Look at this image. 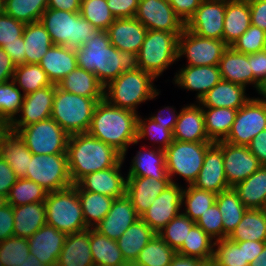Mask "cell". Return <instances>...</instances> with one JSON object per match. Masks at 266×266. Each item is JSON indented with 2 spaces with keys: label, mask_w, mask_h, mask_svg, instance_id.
I'll return each mask as SVG.
<instances>
[{
  "label": "cell",
  "mask_w": 266,
  "mask_h": 266,
  "mask_svg": "<svg viewBox=\"0 0 266 266\" xmlns=\"http://www.w3.org/2000/svg\"><path fill=\"white\" fill-rule=\"evenodd\" d=\"M262 98H251L238 109L232 129L224 141L248 146L258 133L266 130V99Z\"/></svg>",
  "instance_id": "obj_12"
},
{
  "label": "cell",
  "mask_w": 266,
  "mask_h": 266,
  "mask_svg": "<svg viewBox=\"0 0 266 266\" xmlns=\"http://www.w3.org/2000/svg\"><path fill=\"white\" fill-rule=\"evenodd\" d=\"M76 57L78 67L94 73L104 87L121 73L139 69L138 55L114 47L107 31L99 30L77 48Z\"/></svg>",
  "instance_id": "obj_1"
},
{
  "label": "cell",
  "mask_w": 266,
  "mask_h": 266,
  "mask_svg": "<svg viewBox=\"0 0 266 266\" xmlns=\"http://www.w3.org/2000/svg\"><path fill=\"white\" fill-rule=\"evenodd\" d=\"M7 204V199L5 197L0 196V209Z\"/></svg>",
  "instance_id": "obj_75"
},
{
  "label": "cell",
  "mask_w": 266,
  "mask_h": 266,
  "mask_svg": "<svg viewBox=\"0 0 266 266\" xmlns=\"http://www.w3.org/2000/svg\"><path fill=\"white\" fill-rule=\"evenodd\" d=\"M23 38L25 64H39L49 48L54 45L50 34L40 21L26 24Z\"/></svg>",
  "instance_id": "obj_38"
},
{
  "label": "cell",
  "mask_w": 266,
  "mask_h": 266,
  "mask_svg": "<svg viewBox=\"0 0 266 266\" xmlns=\"http://www.w3.org/2000/svg\"><path fill=\"white\" fill-rule=\"evenodd\" d=\"M9 131V124L0 118V144Z\"/></svg>",
  "instance_id": "obj_74"
},
{
  "label": "cell",
  "mask_w": 266,
  "mask_h": 266,
  "mask_svg": "<svg viewBox=\"0 0 266 266\" xmlns=\"http://www.w3.org/2000/svg\"><path fill=\"white\" fill-rule=\"evenodd\" d=\"M29 255L27 238L12 236L0 242V266H20Z\"/></svg>",
  "instance_id": "obj_54"
},
{
  "label": "cell",
  "mask_w": 266,
  "mask_h": 266,
  "mask_svg": "<svg viewBox=\"0 0 266 266\" xmlns=\"http://www.w3.org/2000/svg\"><path fill=\"white\" fill-rule=\"evenodd\" d=\"M47 191L36 182L27 178H18L11 187L7 203L12 206H21L28 203L44 202Z\"/></svg>",
  "instance_id": "obj_49"
},
{
  "label": "cell",
  "mask_w": 266,
  "mask_h": 266,
  "mask_svg": "<svg viewBox=\"0 0 266 266\" xmlns=\"http://www.w3.org/2000/svg\"><path fill=\"white\" fill-rule=\"evenodd\" d=\"M86 226L94 228L109 212L114 198L89 192L77 190Z\"/></svg>",
  "instance_id": "obj_43"
},
{
  "label": "cell",
  "mask_w": 266,
  "mask_h": 266,
  "mask_svg": "<svg viewBox=\"0 0 266 266\" xmlns=\"http://www.w3.org/2000/svg\"><path fill=\"white\" fill-rule=\"evenodd\" d=\"M81 0H47V8L68 11L80 12Z\"/></svg>",
  "instance_id": "obj_69"
},
{
  "label": "cell",
  "mask_w": 266,
  "mask_h": 266,
  "mask_svg": "<svg viewBox=\"0 0 266 266\" xmlns=\"http://www.w3.org/2000/svg\"><path fill=\"white\" fill-rule=\"evenodd\" d=\"M126 196L131 200L136 213L141 217L162 191L172 182L170 179L157 180L152 177L127 176Z\"/></svg>",
  "instance_id": "obj_23"
},
{
  "label": "cell",
  "mask_w": 266,
  "mask_h": 266,
  "mask_svg": "<svg viewBox=\"0 0 266 266\" xmlns=\"http://www.w3.org/2000/svg\"><path fill=\"white\" fill-rule=\"evenodd\" d=\"M250 152L254 154L262 165H266V130L258 133L248 145Z\"/></svg>",
  "instance_id": "obj_66"
},
{
  "label": "cell",
  "mask_w": 266,
  "mask_h": 266,
  "mask_svg": "<svg viewBox=\"0 0 266 266\" xmlns=\"http://www.w3.org/2000/svg\"><path fill=\"white\" fill-rule=\"evenodd\" d=\"M178 36L175 33L148 30L138 52L139 68L154 78L178 61Z\"/></svg>",
  "instance_id": "obj_8"
},
{
  "label": "cell",
  "mask_w": 266,
  "mask_h": 266,
  "mask_svg": "<svg viewBox=\"0 0 266 266\" xmlns=\"http://www.w3.org/2000/svg\"><path fill=\"white\" fill-rule=\"evenodd\" d=\"M233 188L247 209H266V165Z\"/></svg>",
  "instance_id": "obj_37"
},
{
  "label": "cell",
  "mask_w": 266,
  "mask_h": 266,
  "mask_svg": "<svg viewBox=\"0 0 266 266\" xmlns=\"http://www.w3.org/2000/svg\"><path fill=\"white\" fill-rule=\"evenodd\" d=\"M176 253L157 233L131 266H169Z\"/></svg>",
  "instance_id": "obj_44"
},
{
  "label": "cell",
  "mask_w": 266,
  "mask_h": 266,
  "mask_svg": "<svg viewBox=\"0 0 266 266\" xmlns=\"http://www.w3.org/2000/svg\"><path fill=\"white\" fill-rule=\"evenodd\" d=\"M32 155L26 143L15 132L9 131L1 141L0 156L9 164L18 178H24L27 175Z\"/></svg>",
  "instance_id": "obj_35"
},
{
  "label": "cell",
  "mask_w": 266,
  "mask_h": 266,
  "mask_svg": "<svg viewBox=\"0 0 266 266\" xmlns=\"http://www.w3.org/2000/svg\"><path fill=\"white\" fill-rule=\"evenodd\" d=\"M157 150H140L137 152L127 176L152 177L157 180L170 179L167 174L165 151Z\"/></svg>",
  "instance_id": "obj_36"
},
{
  "label": "cell",
  "mask_w": 266,
  "mask_h": 266,
  "mask_svg": "<svg viewBox=\"0 0 266 266\" xmlns=\"http://www.w3.org/2000/svg\"><path fill=\"white\" fill-rule=\"evenodd\" d=\"M222 80L241 85L253 84V71L249 63V54L237 52L227 47L219 62Z\"/></svg>",
  "instance_id": "obj_30"
},
{
  "label": "cell",
  "mask_w": 266,
  "mask_h": 266,
  "mask_svg": "<svg viewBox=\"0 0 266 266\" xmlns=\"http://www.w3.org/2000/svg\"><path fill=\"white\" fill-rule=\"evenodd\" d=\"M193 186L216 194L231 188L224 172L222 148L216 142L207 149L203 166Z\"/></svg>",
  "instance_id": "obj_22"
},
{
  "label": "cell",
  "mask_w": 266,
  "mask_h": 266,
  "mask_svg": "<svg viewBox=\"0 0 266 266\" xmlns=\"http://www.w3.org/2000/svg\"><path fill=\"white\" fill-rule=\"evenodd\" d=\"M137 113L103 99L96 105L87 133L113 147L125 160L128 147L138 143Z\"/></svg>",
  "instance_id": "obj_2"
},
{
  "label": "cell",
  "mask_w": 266,
  "mask_h": 266,
  "mask_svg": "<svg viewBox=\"0 0 266 266\" xmlns=\"http://www.w3.org/2000/svg\"><path fill=\"white\" fill-rule=\"evenodd\" d=\"M216 195L212 191L188 185L182 193V205L185 204V212L183 213L196 222L216 202Z\"/></svg>",
  "instance_id": "obj_47"
},
{
  "label": "cell",
  "mask_w": 266,
  "mask_h": 266,
  "mask_svg": "<svg viewBox=\"0 0 266 266\" xmlns=\"http://www.w3.org/2000/svg\"><path fill=\"white\" fill-rule=\"evenodd\" d=\"M227 238L232 242L266 241V209H247Z\"/></svg>",
  "instance_id": "obj_39"
},
{
  "label": "cell",
  "mask_w": 266,
  "mask_h": 266,
  "mask_svg": "<svg viewBox=\"0 0 266 266\" xmlns=\"http://www.w3.org/2000/svg\"><path fill=\"white\" fill-rule=\"evenodd\" d=\"M237 52L252 54L266 49V32L259 27H250L231 46Z\"/></svg>",
  "instance_id": "obj_56"
},
{
  "label": "cell",
  "mask_w": 266,
  "mask_h": 266,
  "mask_svg": "<svg viewBox=\"0 0 266 266\" xmlns=\"http://www.w3.org/2000/svg\"><path fill=\"white\" fill-rule=\"evenodd\" d=\"M14 236L30 238L46 224V207L44 202L13 206Z\"/></svg>",
  "instance_id": "obj_34"
},
{
  "label": "cell",
  "mask_w": 266,
  "mask_h": 266,
  "mask_svg": "<svg viewBox=\"0 0 266 266\" xmlns=\"http://www.w3.org/2000/svg\"><path fill=\"white\" fill-rule=\"evenodd\" d=\"M245 90L246 88L241 85L221 79L198 103L201 107H226L238 110L251 99L246 97Z\"/></svg>",
  "instance_id": "obj_28"
},
{
  "label": "cell",
  "mask_w": 266,
  "mask_h": 266,
  "mask_svg": "<svg viewBox=\"0 0 266 266\" xmlns=\"http://www.w3.org/2000/svg\"><path fill=\"white\" fill-rule=\"evenodd\" d=\"M44 203L46 224L54 226L66 235L88 229L75 185L47 193Z\"/></svg>",
  "instance_id": "obj_7"
},
{
  "label": "cell",
  "mask_w": 266,
  "mask_h": 266,
  "mask_svg": "<svg viewBox=\"0 0 266 266\" xmlns=\"http://www.w3.org/2000/svg\"><path fill=\"white\" fill-rule=\"evenodd\" d=\"M25 25L6 13L0 14V47L3 48L6 43L16 42L22 37Z\"/></svg>",
  "instance_id": "obj_58"
},
{
  "label": "cell",
  "mask_w": 266,
  "mask_h": 266,
  "mask_svg": "<svg viewBox=\"0 0 266 266\" xmlns=\"http://www.w3.org/2000/svg\"><path fill=\"white\" fill-rule=\"evenodd\" d=\"M216 143L222 148L224 172L230 187L244 181L262 166L248 146L234 145L224 140Z\"/></svg>",
  "instance_id": "obj_16"
},
{
  "label": "cell",
  "mask_w": 266,
  "mask_h": 266,
  "mask_svg": "<svg viewBox=\"0 0 266 266\" xmlns=\"http://www.w3.org/2000/svg\"><path fill=\"white\" fill-rule=\"evenodd\" d=\"M54 96L55 84L24 95L19 119L16 117L9 127H25L50 118Z\"/></svg>",
  "instance_id": "obj_20"
},
{
  "label": "cell",
  "mask_w": 266,
  "mask_h": 266,
  "mask_svg": "<svg viewBox=\"0 0 266 266\" xmlns=\"http://www.w3.org/2000/svg\"><path fill=\"white\" fill-rule=\"evenodd\" d=\"M89 228L66 235L56 266H93Z\"/></svg>",
  "instance_id": "obj_31"
},
{
  "label": "cell",
  "mask_w": 266,
  "mask_h": 266,
  "mask_svg": "<svg viewBox=\"0 0 266 266\" xmlns=\"http://www.w3.org/2000/svg\"><path fill=\"white\" fill-rule=\"evenodd\" d=\"M20 266H45L43 265L37 258L29 255L25 261H23L22 265Z\"/></svg>",
  "instance_id": "obj_73"
},
{
  "label": "cell",
  "mask_w": 266,
  "mask_h": 266,
  "mask_svg": "<svg viewBox=\"0 0 266 266\" xmlns=\"http://www.w3.org/2000/svg\"><path fill=\"white\" fill-rule=\"evenodd\" d=\"M183 188L171 183L155 198L148 210L140 217L156 233L163 229L182 208Z\"/></svg>",
  "instance_id": "obj_17"
},
{
  "label": "cell",
  "mask_w": 266,
  "mask_h": 266,
  "mask_svg": "<svg viewBox=\"0 0 266 266\" xmlns=\"http://www.w3.org/2000/svg\"><path fill=\"white\" fill-rule=\"evenodd\" d=\"M199 105V106H198ZM183 107L173 129V139L185 142H212L205 131L203 109L200 104Z\"/></svg>",
  "instance_id": "obj_26"
},
{
  "label": "cell",
  "mask_w": 266,
  "mask_h": 266,
  "mask_svg": "<svg viewBox=\"0 0 266 266\" xmlns=\"http://www.w3.org/2000/svg\"><path fill=\"white\" fill-rule=\"evenodd\" d=\"M65 238V233L45 224L28 238L30 255L45 266H56Z\"/></svg>",
  "instance_id": "obj_21"
},
{
  "label": "cell",
  "mask_w": 266,
  "mask_h": 266,
  "mask_svg": "<svg viewBox=\"0 0 266 266\" xmlns=\"http://www.w3.org/2000/svg\"><path fill=\"white\" fill-rule=\"evenodd\" d=\"M154 80L140 68L123 72L104 87V99L113 106L137 112V105L159 95Z\"/></svg>",
  "instance_id": "obj_4"
},
{
  "label": "cell",
  "mask_w": 266,
  "mask_h": 266,
  "mask_svg": "<svg viewBox=\"0 0 266 266\" xmlns=\"http://www.w3.org/2000/svg\"><path fill=\"white\" fill-rule=\"evenodd\" d=\"M227 47L223 40L201 37L184 28L178 37L177 55H185L189 66H213L219 65Z\"/></svg>",
  "instance_id": "obj_13"
},
{
  "label": "cell",
  "mask_w": 266,
  "mask_h": 266,
  "mask_svg": "<svg viewBox=\"0 0 266 266\" xmlns=\"http://www.w3.org/2000/svg\"><path fill=\"white\" fill-rule=\"evenodd\" d=\"M146 222L139 218L116 241L125 261L131 266L140 251L156 235Z\"/></svg>",
  "instance_id": "obj_33"
},
{
  "label": "cell",
  "mask_w": 266,
  "mask_h": 266,
  "mask_svg": "<svg viewBox=\"0 0 266 266\" xmlns=\"http://www.w3.org/2000/svg\"><path fill=\"white\" fill-rule=\"evenodd\" d=\"M145 120V121H144ZM138 115L137 117V142L145 138L150 137L153 141L157 142L160 149L165 150L173 142V130H168L163 125L155 122L149 117L144 119Z\"/></svg>",
  "instance_id": "obj_55"
},
{
  "label": "cell",
  "mask_w": 266,
  "mask_h": 266,
  "mask_svg": "<svg viewBox=\"0 0 266 266\" xmlns=\"http://www.w3.org/2000/svg\"><path fill=\"white\" fill-rule=\"evenodd\" d=\"M249 266H266V243L263 251L249 263Z\"/></svg>",
  "instance_id": "obj_72"
},
{
  "label": "cell",
  "mask_w": 266,
  "mask_h": 266,
  "mask_svg": "<svg viewBox=\"0 0 266 266\" xmlns=\"http://www.w3.org/2000/svg\"><path fill=\"white\" fill-rule=\"evenodd\" d=\"M198 225H194L184 240L177 253L185 256L196 257L203 261L212 262L214 254V241Z\"/></svg>",
  "instance_id": "obj_45"
},
{
  "label": "cell",
  "mask_w": 266,
  "mask_h": 266,
  "mask_svg": "<svg viewBox=\"0 0 266 266\" xmlns=\"http://www.w3.org/2000/svg\"><path fill=\"white\" fill-rule=\"evenodd\" d=\"M212 262L216 266H249L245 260L244 241L232 242L228 238L215 240Z\"/></svg>",
  "instance_id": "obj_50"
},
{
  "label": "cell",
  "mask_w": 266,
  "mask_h": 266,
  "mask_svg": "<svg viewBox=\"0 0 266 266\" xmlns=\"http://www.w3.org/2000/svg\"><path fill=\"white\" fill-rule=\"evenodd\" d=\"M80 14L101 31H107L115 21L106 0H81Z\"/></svg>",
  "instance_id": "obj_52"
},
{
  "label": "cell",
  "mask_w": 266,
  "mask_h": 266,
  "mask_svg": "<svg viewBox=\"0 0 266 266\" xmlns=\"http://www.w3.org/2000/svg\"><path fill=\"white\" fill-rule=\"evenodd\" d=\"M202 0H168L175 14L184 24L194 15Z\"/></svg>",
  "instance_id": "obj_61"
},
{
  "label": "cell",
  "mask_w": 266,
  "mask_h": 266,
  "mask_svg": "<svg viewBox=\"0 0 266 266\" xmlns=\"http://www.w3.org/2000/svg\"><path fill=\"white\" fill-rule=\"evenodd\" d=\"M207 262L196 257L176 253L169 266H205Z\"/></svg>",
  "instance_id": "obj_71"
},
{
  "label": "cell",
  "mask_w": 266,
  "mask_h": 266,
  "mask_svg": "<svg viewBox=\"0 0 266 266\" xmlns=\"http://www.w3.org/2000/svg\"><path fill=\"white\" fill-rule=\"evenodd\" d=\"M227 0H202L185 28L201 37L222 40Z\"/></svg>",
  "instance_id": "obj_15"
},
{
  "label": "cell",
  "mask_w": 266,
  "mask_h": 266,
  "mask_svg": "<svg viewBox=\"0 0 266 266\" xmlns=\"http://www.w3.org/2000/svg\"><path fill=\"white\" fill-rule=\"evenodd\" d=\"M123 161L122 158L114 167L87 174L74 185L77 190L99 193L114 199L123 197L126 195L127 183L120 172Z\"/></svg>",
  "instance_id": "obj_18"
},
{
  "label": "cell",
  "mask_w": 266,
  "mask_h": 266,
  "mask_svg": "<svg viewBox=\"0 0 266 266\" xmlns=\"http://www.w3.org/2000/svg\"><path fill=\"white\" fill-rule=\"evenodd\" d=\"M202 109L208 138L212 142L225 140L232 129L238 110L226 107Z\"/></svg>",
  "instance_id": "obj_41"
},
{
  "label": "cell",
  "mask_w": 266,
  "mask_h": 266,
  "mask_svg": "<svg viewBox=\"0 0 266 266\" xmlns=\"http://www.w3.org/2000/svg\"><path fill=\"white\" fill-rule=\"evenodd\" d=\"M112 15L117 18L135 17L139 0H106Z\"/></svg>",
  "instance_id": "obj_60"
},
{
  "label": "cell",
  "mask_w": 266,
  "mask_h": 266,
  "mask_svg": "<svg viewBox=\"0 0 266 266\" xmlns=\"http://www.w3.org/2000/svg\"><path fill=\"white\" fill-rule=\"evenodd\" d=\"M52 84L57 85L78 67L76 49L53 45L39 63Z\"/></svg>",
  "instance_id": "obj_27"
},
{
  "label": "cell",
  "mask_w": 266,
  "mask_h": 266,
  "mask_svg": "<svg viewBox=\"0 0 266 266\" xmlns=\"http://www.w3.org/2000/svg\"><path fill=\"white\" fill-rule=\"evenodd\" d=\"M250 8L247 0H227L222 40L228 47L250 27Z\"/></svg>",
  "instance_id": "obj_29"
},
{
  "label": "cell",
  "mask_w": 266,
  "mask_h": 266,
  "mask_svg": "<svg viewBox=\"0 0 266 266\" xmlns=\"http://www.w3.org/2000/svg\"><path fill=\"white\" fill-rule=\"evenodd\" d=\"M250 8L251 25L266 32V0L248 1Z\"/></svg>",
  "instance_id": "obj_64"
},
{
  "label": "cell",
  "mask_w": 266,
  "mask_h": 266,
  "mask_svg": "<svg viewBox=\"0 0 266 266\" xmlns=\"http://www.w3.org/2000/svg\"><path fill=\"white\" fill-rule=\"evenodd\" d=\"M24 178L36 182L48 193L73 186L67 154H33Z\"/></svg>",
  "instance_id": "obj_11"
},
{
  "label": "cell",
  "mask_w": 266,
  "mask_h": 266,
  "mask_svg": "<svg viewBox=\"0 0 266 266\" xmlns=\"http://www.w3.org/2000/svg\"><path fill=\"white\" fill-rule=\"evenodd\" d=\"M23 100L24 94L13 80L0 83V118L10 124L18 117Z\"/></svg>",
  "instance_id": "obj_51"
},
{
  "label": "cell",
  "mask_w": 266,
  "mask_h": 266,
  "mask_svg": "<svg viewBox=\"0 0 266 266\" xmlns=\"http://www.w3.org/2000/svg\"><path fill=\"white\" fill-rule=\"evenodd\" d=\"M18 177L13 169L0 156V196L7 198L11 187L16 183Z\"/></svg>",
  "instance_id": "obj_63"
},
{
  "label": "cell",
  "mask_w": 266,
  "mask_h": 266,
  "mask_svg": "<svg viewBox=\"0 0 266 266\" xmlns=\"http://www.w3.org/2000/svg\"><path fill=\"white\" fill-rule=\"evenodd\" d=\"M40 22L50 34L54 45L77 49L99 32L80 12L47 8Z\"/></svg>",
  "instance_id": "obj_5"
},
{
  "label": "cell",
  "mask_w": 266,
  "mask_h": 266,
  "mask_svg": "<svg viewBox=\"0 0 266 266\" xmlns=\"http://www.w3.org/2000/svg\"><path fill=\"white\" fill-rule=\"evenodd\" d=\"M24 38H18L16 42L6 43L4 51L9 55L13 63L18 66L25 64Z\"/></svg>",
  "instance_id": "obj_65"
},
{
  "label": "cell",
  "mask_w": 266,
  "mask_h": 266,
  "mask_svg": "<svg viewBox=\"0 0 266 266\" xmlns=\"http://www.w3.org/2000/svg\"><path fill=\"white\" fill-rule=\"evenodd\" d=\"M249 63L253 71V87L261 95L266 90V51L249 54Z\"/></svg>",
  "instance_id": "obj_59"
},
{
  "label": "cell",
  "mask_w": 266,
  "mask_h": 266,
  "mask_svg": "<svg viewBox=\"0 0 266 266\" xmlns=\"http://www.w3.org/2000/svg\"><path fill=\"white\" fill-rule=\"evenodd\" d=\"M222 214L224 239L227 238L242 220L247 208L233 187L216 195V202Z\"/></svg>",
  "instance_id": "obj_42"
},
{
  "label": "cell",
  "mask_w": 266,
  "mask_h": 266,
  "mask_svg": "<svg viewBox=\"0 0 266 266\" xmlns=\"http://www.w3.org/2000/svg\"><path fill=\"white\" fill-rule=\"evenodd\" d=\"M140 217L131 200L124 195L115 198L106 216L94 227L100 234L117 241L118 238Z\"/></svg>",
  "instance_id": "obj_19"
},
{
  "label": "cell",
  "mask_w": 266,
  "mask_h": 266,
  "mask_svg": "<svg viewBox=\"0 0 266 266\" xmlns=\"http://www.w3.org/2000/svg\"><path fill=\"white\" fill-rule=\"evenodd\" d=\"M66 154L73 185L87 174L114 167L123 158L113 147L88 133L70 135Z\"/></svg>",
  "instance_id": "obj_3"
},
{
  "label": "cell",
  "mask_w": 266,
  "mask_h": 266,
  "mask_svg": "<svg viewBox=\"0 0 266 266\" xmlns=\"http://www.w3.org/2000/svg\"><path fill=\"white\" fill-rule=\"evenodd\" d=\"M218 65L213 66H185L176 73L173 79L175 84L186 90L197 92V100L211 90L221 80Z\"/></svg>",
  "instance_id": "obj_25"
},
{
  "label": "cell",
  "mask_w": 266,
  "mask_h": 266,
  "mask_svg": "<svg viewBox=\"0 0 266 266\" xmlns=\"http://www.w3.org/2000/svg\"><path fill=\"white\" fill-rule=\"evenodd\" d=\"M266 241H244L245 260L251 263L264 249Z\"/></svg>",
  "instance_id": "obj_70"
},
{
  "label": "cell",
  "mask_w": 266,
  "mask_h": 266,
  "mask_svg": "<svg viewBox=\"0 0 266 266\" xmlns=\"http://www.w3.org/2000/svg\"><path fill=\"white\" fill-rule=\"evenodd\" d=\"M148 29L135 17L117 18L107 29L111 44L121 51L138 54Z\"/></svg>",
  "instance_id": "obj_24"
},
{
  "label": "cell",
  "mask_w": 266,
  "mask_h": 266,
  "mask_svg": "<svg viewBox=\"0 0 266 266\" xmlns=\"http://www.w3.org/2000/svg\"><path fill=\"white\" fill-rule=\"evenodd\" d=\"M99 101L69 93L55 85L51 118L69 135L87 133Z\"/></svg>",
  "instance_id": "obj_6"
},
{
  "label": "cell",
  "mask_w": 266,
  "mask_h": 266,
  "mask_svg": "<svg viewBox=\"0 0 266 266\" xmlns=\"http://www.w3.org/2000/svg\"><path fill=\"white\" fill-rule=\"evenodd\" d=\"M4 13V0H0V14Z\"/></svg>",
  "instance_id": "obj_76"
},
{
  "label": "cell",
  "mask_w": 266,
  "mask_h": 266,
  "mask_svg": "<svg viewBox=\"0 0 266 266\" xmlns=\"http://www.w3.org/2000/svg\"><path fill=\"white\" fill-rule=\"evenodd\" d=\"M135 18L148 30L167 31L178 37L185 28L168 0H139Z\"/></svg>",
  "instance_id": "obj_14"
},
{
  "label": "cell",
  "mask_w": 266,
  "mask_h": 266,
  "mask_svg": "<svg viewBox=\"0 0 266 266\" xmlns=\"http://www.w3.org/2000/svg\"><path fill=\"white\" fill-rule=\"evenodd\" d=\"M194 225L195 222L182 212L161 229L158 235L177 252Z\"/></svg>",
  "instance_id": "obj_53"
},
{
  "label": "cell",
  "mask_w": 266,
  "mask_h": 266,
  "mask_svg": "<svg viewBox=\"0 0 266 266\" xmlns=\"http://www.w3.org/2000/svg\"><path fill=\"white\" fill-rule=\"evenodd\" d=\"M261 96H264V98L266 99V90L261 94Z\"/></svg>",
  "instance_id": "obj_78"
},
{
  "label": "cell",
  "mask_w": 266,
  "mask_h": 266,
  "mask_svg": "<svg viewBox=\"0 0 266 266\" xmlns=\"http://www.w3.org/2000/svg\"><path fill=\"white\" fill-rule=\"evenodd\" d=\"M14 236L13 206L6 204L0 209V242Z\"/></svg>",
  "instance_id": "obj_62"
},
{
  "label": "cell",
  "mask_w": 266,
  "mask_h": 266,
  "mask_svg": "<svg viewBox=\"0 0 266 266\" xmlns=\"http://www.w3.org/2000/svg\"><path fill=\"white\" fill-rule=\"evenodd\" d=\"M93 266H108V265L94 264Z\"/></svg>",
  "instance_id": "obj_79"
},
{
  "label": "cell",
  "mask_w": 266,
  "mask_h": 266,
  "mask_svg": "<svg viewBox=\"0 0 266 266\" xmlns=\"http://www.w3.org/2000/svg\"><path fill=\"white\" fill-rule=\"evenodd\" d=\"M163 110H168L169 113L166 112L167 114H169L168 117L164 116V114L162 113ZM175 112L176 111L173 110L172 107L167 106L166 108L164 107V109L160 110L157 115H151L150 118L153 119L155 122H158L159 124L163 125L168 130H173L179 116V113L175 114Z\"/></svg>",
  "instance_id": "obj_68"
},
{
  "label": "cell",
  "mask_w": 266,
  "mask_h": 266,
  "mask_svg": "<svg viewBox=\"0 0 266 266\" xmlns=\"http://www.w3.org/2000/svg\"><path fill=\"white\" fill-rule=\"evenodd\" d=\"M205 266H216L213 262H208L205 264Z\"/></svg>",
  "instance_id": "obj_77"
},
{
  "label": "cell",
  "mask_w": 266,
  "mask_h": 266,
  "mask_svg": "<svg viewBox=\"0 0 266 266\" xmlns=\"http://www.w3.org/2000/svg\"><path fill=\"white\" fill-rule=\"evenodd\" d=\"M90 249L94 264L108 266H130L124 259L115 240L89 228Z\"/></svg>",
  "instance_id": "obj_40"
},
{
  "label": "cell",
  "mask_w": 266,
  "mask_h": 266,
  "mask_svg": "<svg viewBox=\"0 0 266 266\" xmlns=\"http://www.w3.org/2000/svg\"><path fill=\"white\" fill-rule=\"evenodd\" d=\"M57 86L63 91L94 98L97 101L104 99V86L99 82L94 73L77 67L66 75Z\"/></svg>",
  "instance_id": "obj_32"
},
{
  "label": "cell",
  "mask_w": 266,
  "mask_h": 266,
  "mask_svg": "<svg viewBox=\"0 0 266 266\" xmlns=\"http://www.w3.org/2000/svg\"><path fill=\"white\" fill-rule=\"evenodd\" d=\"M15 68L9 55L0 47V83L12 80Z\"/></svg>",
  "instance_id": "obj_67"
},
{
  "label": "cell",
  "mask_w": 266,
  "mask_h": 266,
  "mask_svg": "<svg viewBox=\"0 0 266 266\" xmlns=\"http://www.w3.org/2000/svg\"><path fill=\"white\" fill-rule=\"evenodd\" d=\"M213 143L173 140L164 150L167 174L171 182L175 184L172 176L178 174L188 185H193L203 166L206 151Z\"/></svg>",
  "instance_id": "obj_9"
},
{
  "label": "cell",
  "mask_w": 266,
  "mask_h": 266,
  "mask_svg": "<svg viewBox=\"0 0 266 266\" xmlns=\"http://www.w3.org/2000/svg\"><path fill=\"white\" fill-rule=\"evenodd\" d=\"M12 80L18 88L22 89L24 95L52 85L46 72L39 64H21L16 66Z\"/></svg>",
  "instance_id": "obj_46"
},
{
  "label": "cell",
  "mask_w": 266,
  "mask_h": 266,
  "mask_svg": "<svg viewBox=\"0 0 266 266\" xmlns=\"http://www.w3.org/2000/svg\"><path fill=\"white\" fill-rule=\"evenodd\" d=\"M33 154H66L70 135L51 117L25 127H9Z\"/></svg>",
  "instance_id": "obj_10"
},
{
  "label": "cell",
  "mask_w": 266,
  "mask_h": 266,
  "mask_svg": "<svg viewBox=\"0 0 266 266\" xmlns=\"http://www.w3.org/2000/svg\"><path fill=\"white\" fill-rule=\"evenodd\" d=\"M46 9L47 0H4V13L25 24L40 21Z\"/></svg>",
  "instance_id": "obj_48"
},
{
  "label": "cell",
  "mask_w": 266,
  "mask_h": 266,
  "mask_svg": "<svg viewBox=\"0 0 266 266\" xmlns=\"http://www.w3.org/2000/svg\"><path fill=\"white\" fill-rule=\"evenodd\" d=\"M222 214L219 211L218 205L214 203L207 211L202 214L195 222L214 240L224 239V229Z\"/></svg>",
  "instance_id": "obj_57"
}]
</instances>
